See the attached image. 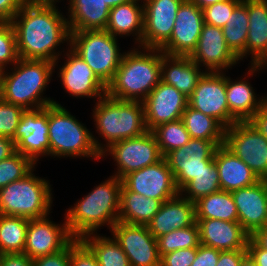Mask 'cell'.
Masks as SVG:
<instances>
[{
  "instance_id": "obj_45",
  "label": "cell",
  "mask_w": 267,
  "mask_h": 266,
  "mask_svg": "<svg viewBox=\"0 0 267 266\" xmlns=\"http://www.w3.org/2000/svg\"><path fill=\"white\" fill-rule=\"evenodd\" d=\"M197 254V247L178 249L164 254L160 258V266H191Z\"/></svg>"
},
{
  "instance_id": "obj_32",
  "label": "cell",
  "mask_w": 267,
  "mask_h": 266,
  "mask_svg": "<svg viewBox=\"0 0 267 266\" xmlns=\"http://www.w3.org/2000/svg\"><path fill=\"white\" fill-rule=\"evenodd\" d=\"M196 219L238 222V211L231 192L220 190L195 202Z\"/></svg>"
},
{
  "instance_id": "obj_24",
  "label": "cell",
  "mask_w": 267,
  "mask_h": 266,
  "mask_svg": "<svg viewBox=\"0 0 267 266\" xmlns=\"http://www.w3.org/2000/svg\"><path fill=\"white\" fill-rule=\"evenodd\" d=\"M201 244L218 249H247L250 235L239 222H228L220 219H196Z\"/></svg>"
},
{
  "instance_id": "obj_41",
  "label": "cell",
  "mask_w": 267,
  "mask_h": 266,
  "mask_svg": "<svg viewBox=\"0 0 267 266\" xmlns=\"http://www.w3.org/2000/svg\"><path fill=\"white\" fill-rule=\"evenodd\" d=\"M19 60L16 34L11 22L0 21V71Z\"/></svg>"
},
{
  "instance_id": "obj_53",
  "label": "cell",
  "mask_w": 267,
  "mask_h": 266,
  "mask_svg": "<svg viewBox=\"0 0 267 266\" xmlns=\"http://www.w3.org/2000/svg\"><path fill=\"white\" fill-rule=\"evenodd\" d=\"M16 152L15 144L9 137L0 136V161L9 158Z\"/></svg>"
},
{
  "instance_id": "obj_1",
  "label": "cell",
  "mask_w": 267,
  "mask_h": 266,
  "mask_svg": "<svg viewBox=\"0 0 267 266\" xmlns=\"http://www.w3.org/2000/svg\"><path fill=\"white\" fill-rule=\"evenodd\" d=\"M60 11L57 6L29 2L22 6L11 20L19 58L48 60L58 66L62 53L56 52L57 47L66 42L70 45L71 37L68 20Z\"/></svg>"
},
{
  "instance_id": "obj_14",
  "label": "cell",
  "mask_w": 267,
  "mask_h": 266,
  "mask_svg": "<svg viewBox=\"0 0 267 266\" xmlns=\"http://www.w3.org/2000/svg\"><path fill=\"white\" fill-rule=\"evenodd\" d=\"M111 235L127 255L130 266H160L157 239L147 225H133L118 221Z\"/></svg>"
},
{
  "instance_id": "obj_18",
  "label": "cell",
  "mask_w": 267,
  "mask_h": 266,
  "mask_svg": "<svg viewBox=\"0 0 267 266\" xmlns=\"http://www.w3.org/2000/svg\"><path fill=\"white\" fill-rule=\"evenodd\" d=\"M189 57L205 72H224L240 63L227 46L222 28L204 23L196 48Z\"/></svg>"
},
{
  "instance_id": "obj_50",
  "label": "cell",
  "mask_w": 267,
  "mask_h": 266,
  "mask_svg": "<svg viewBox=\"0 0 267 266\" xmlns=\"http://www.w3.org/2000/svg\"><path fill=\"white\" fill-rule=\"evenodd\" d=\"M0 266H33V259L24 253L2 254Z\"/></svg>"
},
{
  "instance_id": "obj_6",
  "label": "cell",
  "mask_w": 267,
  "mask_h": 266,
  "mask_svg": "<svg viewBox=\"0 0 267 266\" xmlns=\"http://www.w3.org/2000/svg\"><path fill=\"white\" fill-rule=\"evenodd\" d=\"M50 156L101 159L100 144L89 129L59 102L48 105Z\"/></svg>"
},
{
  "instance_id": "obj_44",
  "label": "cell",
  "mask_w": 267,
  "mask_h": 266,
  "mask_svg": "<svg viewBox=\"0 0 267 266\" xmlns=\"http://www.w3.org/2000/svg\"><path fill=\"white\" fill-rule=\"evenodd\" d=\"M70 266H99L94 252L81 238L70 243Z\"/></svg>"
},
{
  "instance_id": "obj_7",
  "label": "cell",
  "mask_w": 267,
  "mask_h": 266,
  "mask_svg": "<svg viewBox=\"0 0 267 266\" xmlns=\"http://www.w3.org/2000/svg\"><path fill=\"white\" fill-rule=\"evenodd\" d=\"M34 169L24 178L0 189V214L39 219L49 216L52 189L49 180L34 175Z\"/></svg>"
},
{
  "instance_id": "obj_11",
  "label": "cell",
  "mask_w": 267,
  "mask_h": 266,
  "mask_svg": "<svg viewBox=\"0 0 267 266\" xmlns=\"http://www.w3.org/2000/svg\"><path fill=\"white\" fill-rule=\"evenodd\" d=\"M223 144L224 141L191 138L186 145L164 156L179 191L205 169V166L214 158L216 149Z\"/></svg>"
},
{
  "instance_id": "obj_34",
  "label": "cell",
  "mask_w": 267,
  "mask_h": 266,
  "mask_svg": "<svg viewBox=\"0 0 267 266\" xmlns=\"http://www.w3.org/2000/svg\"><path fill=\"white\" fill-rule=\"evenodd\" d=\"M181 119L191 138L224 141L225 127L215 118L187 106Z\"/></svg>"
},
{
  "instance_id": "obj_9",
  "label": "cell",
  "mask_w": 267,
  "mask_h": 266,
  "mask_svg": "<svg viewBox=\"0 0 267 266\" xmlns=\"http://www.w3.org/2000/svg\"><path fill=\"white\" fill-rule=\"evenodd\" d=\"M223 145L259 179L267 180V138L250 121H239L225 128Z\"/></svg>"
},
{
  "instance_id": "obj_47",
  "label": "cell",
  "mask_w": 267,
  "mask_h": 266,
  "mask_svg": "<svg viewBox=\"0 0 267 266\" xmlns=\"http://www.w3.org/2000/svg\"><path fill=\"white\" fill-rule=\"evenodd\" d=\"M220 250L199 244L197 254L191 266H216Z\"/></svg>"
},
{
  "instance_id": "obj_25",
  "label": "cell",
  "mask_w": 267,
  "mask_h": 266,
  "mask_svg": "<svg viewBox=\"0 0 267 266\" xmlns=\"http://www.w3.org/2000/svg\"><path fill=\"white\" fill-rule=\"evenodd\" d=\"M195 223V203L179 193L162 203L159 211L147 224V228L157 239L172 230L186 228Z\"/></svg>"
},
{
  "instance_id": "obj_31",
  "label": "cell",
  "mask_w": 267,
  "mask_h": 266,
  "mask_svg": "<svg viewBox=\"0 0 267 266\" xmlns=\"http://www.w3.org/2000/svg\"><path fill=\"white\" fill-rule=\"evenodd\" d=\"M161 205L160 200L129 191L122 184L118 221L133 225H147L159 211Z\"/></svg>"
},
{
  "instance_id": "obj_42",
  "label": "cell",
  "mask_w": 267,
  "mask_h": 266,
  "mask_svg": "<svg viewBox=\"0 0 267 266\" xmlns=\"http://www.w3.org/2000/svg\"><path fill=\"white\" fill-rule=\"evenodd\" d=\"M25 109L0 99V136L13 138Z\"/></svg>"
},
{
  "instance_id": "obj_30",
  "label": "cell",
  "mask_w": 267,
  "mask_h": 266,
  "mask_svg": "<svg viewBox=\"0 0 267 266\" xmlns=\"http://www.w3.org/2000/svg\"><path fill=\"white\" fill-rule=\"evenodd\" d=\"M68 24L70 32L105 30L110 7L103 0L68 1Z\"/></svg>"
},
{
  "instance_id": "obj_21",
  "label": "cell",
  "mask_w": 267,
  "mask_h": 266,
  "mask_svg": "<svg viewBox=\"0 0 267 266\" xmlns=\"http://www.w3.org/2000/svg\"><path fill=\"white\" fill-rule=\"evenodd\" d=\"M148 131L160 124L181 119L188 106V97L160 81L142 102Z\"/></svg>"
},
{
  "instance_id": "obj_10",
  "label": "cell",
  "mask_w": 267,
  "mask_h": 266,
  "mask_svg": "<svg viewBox=\"0 0 267 266\" xmlns=\"http://www.w3.org/2000/svg\"><path fill=\"white\" fill-rule=\"evenodd\" d=\"M107 155H111L116 162L117 171L114 176L120 180L129 173L155 164L163 158L152 131L113 143L101 153V158Z\"/></svg>"
},
{
  "instance_id": "obj_17",
  "label": "cell",
  "mask_w": 267,
  "mask_h": 266,
  "mask_svg": "<svg viewBox=\"0 0 267 266\" xmlns=\"http://www.w3.org/2000/svg\"><path fill=\"white\" fill-rule=\"evenodd\" d=\"M203 25L202 9L184 0L176 14L172 35L160 50L167 55L189 56L196 48Z\"/></svg>"
},
{
  "instance_id": "obj_16",
  "label": "cell",
  "mask_w": 267,
  "mask_h": 266,
  "mask_svg": "<svg viewBox=\"0 0 267 266\" xmlns=\"http://www.w3.org/2000/svg\"><path fill=\"white\" fill-rule=\"evenodd\" d=\"M49 219H29L23 253L31 259L62 251L75 239L66 221L61 225Z\"/></svg>"
},
{
  "instance_id": "obj_3",
  "label": "cell",
  "mask_w": 267,
  "mask_h": 266,
  "mask_svg": "<svg viewBox=\"0 0 267 266\" xmlns=\"http://www.w3.org/2000/svg\"><path fill=\"white\" fill-rule=\"evenodd\" d=\"M10 69L12 72L7 69L0 71L1 100L25 110L46 107L56 102L43 96L53 72L55 73V63L19 58Z\"/></svg>"
},
{
  "instance_id": "obj_48",
  "label": "cell",
  "mask_w": 267,
  "mask_h": 266,
  "mask_svg": "<svg viewBox=\"0 0 267 266\" xmlns=\"http://www.w3.org/2000/svg\"><path fill=\"white\" fill-rule=\"evenodd\" d=\"M247 254V249L220 251L216 266H240Z\"/></svg>"
},
{
  "instance_id": "obj_49",
  "label": "cell",
  "mask_w": 267,
  "mask_h": 266,
  "mask_svg": "<svg viewBox=\"0 0 267 266\" xmlns=\"http://www.w3.org/2000/svg\"><path fill=\"white\" fill-rule=\"evenodd\" d=\"M27 0H0V21L11 22Z\"/></svg>"
},
{
  "instance_id": "obj_8",
  "label": "cell",
  "mask_w": 267,
  "mask_h": 266,
  "mask_svg": "<svg viewBox=\"0 0 267 266\" xmlns=\"http://www.w3.org/2000/svg\"><path fill=\"white\" fill-rule=\"evenodd\" d=\"M118 44V39L106 30H84L71 32L69 46L107 86L124 55Z\"/></svg>"
},
{
  "instance_id": "obj_58",
  "label": "cell",
  "mask_w": 267,
  "mask_h": 266,
  "mask_svg": "<svg viewBox=\"0 0 267 266\" xmlns=\"http://www.w3.org/2000/svg\"><path fill=\"white\" fill-rule=\"evenodd\" d=\"M240 266H257L255 261L251 258L249 254H247L240 264Z\"/></svg>"
},
{
  "instance_id": "obj_4",
  "label": "cell",
  "mask_w": 267,
  "mask_h": 266,
  "mask_svg": "<svg viewBox=\"0 0 267 266\" xmlns=\"http://www.w3.org/2000/svg\"><path fill=\"white\" fill-rule=\"evenodd\" d=\"M121 186L122 180L111 175L66 211L64 218L74 238L97 233L106 224L111 230L119 219Z\"/></svg>"
},
{
  "instance_id": "obj_13",
  "label": "cell",
  "mask_w": 267,
  "mask_h": 266,
  "mask_svg": "<svg viewBox=\"0 0 267 266\" xmlns=\"http://www.w3.org/2000/svg\"><path fill=\"white\" fill-rule=\"evenodd\" d=\"M188 106L215 118L225 128L236 123L229 115L225 72H206L188 97Z\"/></svg>"
},
{
  "instance_id": "obj_46",
  "label": "cell",
  "mask_w": 267,
  "mask_h": 266,
  "mask_svg": "<svg viewBox=\"0 0 267 266\" xmlns=\"http://www.w3.org/2000/svg\"><path fill=\"white\" fill-rule=\"evenodd\" d=\"M33 266H70V244L62 251L33 259Z\"/></svg>"
},
{
  "instance_id": "obj_15",
  "label": "cell",
  "mask_w": 267,
  "mask_h": 266,
  "mask_svg": "<svg viewBox=\"0 0 267 266\" xmlns=\"http://www.w3.org/2000/svg\"><path fill=\"white\" fill-rule=\"evenodd\" d=\"M122 184L129 190L162 203L179 194L175 178L164 157L157 163L126 175Z\"/></svg>"
},
{
  "instance_id": "obj_56",
  "label": "cell",
  "mask_w": 267,
  "mask_h": 266,
  "mask_svg": "<svg viewBox=\"0 0 267 266\" xmlns=\"http://www.w3.org/2000/svg\"><path fill=\"white\" fill-rule=\"evenodd\" d=\"M193 2L198 8L204 9L207 6L213 5L218 2H222L225 0H190Z\"/></svg>"
},
{
  "instance_id": "obj_37",
  "label": "cell",
  "mask_w": 267,
  "mask_h": 266,
  "mask_svg": "<svg viewBox=\"0 0 267 266\" xmlns=\"http://www.w3.org/2000/svg\"><path fill=\"white\" fill-rule=\"evenodd\" d=\"M220 190L219 173L213 158L179 193L195 203L200 198Z\"/></svg>"
},
{
  "instance_id": "obj_39",
  "label": "cell",
  "mask_w": 267,
  "mask_h": 266,
  "mask_svg": "<svg viewBox=\"0 0 267 266\" xmlns=\"http://www.w3.org/2000/svg\"><path fill=\"white\" fill-rule=\"evenodd\" d=\"M160 257L178 249L198 247L199 228L197 223L182 229L172 230L157 238Z\"/></svg>"
},
{
  "instance_id": "obj_27",
  "label": "cell",
  "mask_w": 267,
  "mask_h": 266,
  "mask_svg": "<svg viewBox=\"0 0 267 266\" xmlns=\"http://www.w3.org/2000/svg\"><path fill=\"white\" fill-rule=\"evenodd\" d=\"M214 162L219 173L220 188L223 191L232 192L251 186L260 180L241 159L224 145L216 149Z\"/></svg>"
},
{
  "instance_id": "obj_19",
  "label": "cell",
  "mask_w": 267,
  "mask_h": 266,
  "mask_svg": "<svg viewBox=\"0 0 267 266\" xmlns=\"http://www.w3.org/2000/svg\"><path fill=\"white\" fill-rule=\"evenodd\" d=\"M184 0H142V47L160 49L171 37L176 14Z\"/></svg>"
},
{
  "instance_id": "obj_28",
  "label": "cell",
  "mask_w": 267,
  "mask_h": 266,
  "mask_svg": "<svg viewBox=\"0 0 267 266\" xmlns=\"http://www.w3.org/2000/svg\"><path fill=\"white\" fill-rule=\"evenodd\" d=\"M226 96L229 115L236 122L250 121L267 101V95L257 97L254 88L245 77L232 81L226 76Z\"/></svg>"
},
{
  "instance_id": "obj_38",
  "label": "cell",
  "mask_w": 267,
  "mask_h": 266,
  "mask_svg": "<svg viewBox=\"0 0 267 266\" xmlns=\"http://www.w3.org/2000/svg\"><path fill=\"white\" fill-rule=\"evenodd\" d=\"M152 132L163 157L168 152L186 145L191 139L182 119L160 124Z\"/></svg>"
},
{
  "instance_id": "obj_33",
  "label": "cell",
  "mask_w": 267,
  "mask_h": 266,
  "mask_svg": "<svg viewBox=\"0 0 267 266\" xmlns=\"http://www.w3.org/2000/svg\"><path fill=\"white\" fill-rule=\"evenodd\" d=\"M249 17L247 0H242L230 14L225 26L222 28L227 46L239 58L246 56V40L248 36Z\"/></svg>"
},
{
  "instance_id": "obj_22",
  "label": "cell",
  "mask_w": 267,
  "mask_h": 266,
  "mask_svg": "<svg viewBox=\"0 0 267 266\" xmlns=\"http://www.w3.org/2000/svg\"><path fill=\"white\" fill-rule=\"evenodd\" d=\"M238 211V222L252 236L267 224V180L231 192Z\"/></svg>"
},
{
  "instance_id": "obj_29",
  "label": "cell",
  "mask_w": 267,
  "mask_h": 266,
  "mask_svg": "<svg viewBox=\"0 0 267 266\" xmlns=\"http://www.w3.org/2000/svg\"><path fill=\"white\" fill-rule=\"evenodd\" d=\"M141 1V4H139ZM105 30L117 36H135V44L142 47L144 30V7L142 0L120 4L110 9Z\"/></svg>"
},
{
  "instance_id": "obj_52",
  "label": "cell",
  "mask_w": 267,
  "mask_h": 266,
  "mask_svg": "<svg viewBox=\"0 0 267 266\" xmlns=\"http://www.w3.org/2000/svg\"><path fill=\"white\" fill-rule=\"evenodd\" d=\"M250 122L267 138V101L262 105Z\"/></svg>"
},
{
  "instance_id": "obj_55",
  "label": "cell",
  "mask_w": 267,
  "mask_h": 266,
  "mask_svg": "<svg viewBox=\"0 0 267 266\" xmlns=\"http://www.w3.org/2000/svg\"><path fill=\"white\" fill-rule=\"evenodd\" d=\"M27 2L36 6H56V3H59L60 0H27Z\"/></svg>"
},
{
  "instance_id": "obj_2",
  "label": "cell",
  "mask_w": 267,
  "mask_h": 266,
  "mask_svg": "<svg viewBox=\"0 0 267 266\" xmlns=\"http://www.w3.org/2000/svg\"><path fill=\"white\" fill-rule=\"evenodd\" d=\"M131 49L124 52L113 79L106 86V95L122 101L143 102L161 81V50L141 46Z\"/></svg>"
},
{
  "instance_id": "obj_20",
  "label": "cell",
  "mask_w": 267,
  "mask_h": 266,
  "mask_svg": "<svg viewBox=\"0 0 267 266\" xmlns=\"http://www.w3.org/2000/svg\"><path fill=\"white\" fill-rule=\"evenodd\" d=\"M64 54L66 60L59 66L58 77L70 96L80 98H96L106 95V85L97 77L89 65L76 55L70 46Z\"/></svg>"
},
{
  "instance_id": "obj_40",
  "label": "cell",
  "mask_w": 267,
  "mask_h": 266,
  "mask_svg": "<svg viewBox=\"0 0 267 266\" xmlns=\"http://www.w3.org/2000/svg\"><path fill=\"white\" fill-rule=\"evenodd\" d=\"M36 164L21 153L15 152L9 158L0 161V189L11 182L24 178Z\"/></svg>"
},
{
  "instance_id": "obj_23",
  "label": "cell",
  "mask_w": 267,
  "mask_h": 266,
  "mask_svg": "<svg viewBox=\"0 0 267 266\" xmlns=\"http://www.w3.org/2000/svg\"><path fill=\"white\" fill-rule=\"evenodd\" d=\"M249 17L246 58L251 55L247 77L267 68V0H247Z\"/></svg>"
},
{
  "instance_id": "obj_26",
  "label": "cell",
  "mask_w": 267,
  "mask_h": 266,
  "mask_svg": "<svg viewBox=\"0 0 267 266\" xmlns=\"http://www.w3.org/2000/svg\"><path fill=\"white\" fill-rule=\"evenodd\" d=\"M189 56L167 55L161 51V81L189 97L206 73Z\"/></svg>"
},
{
  "instance_id": "obj_43",
  "label": "cell",
  "mask_w": 267,
  "mask_h": 266,
  "mask_svg": "<svg viewBox=\"0 0 267 266\" xmlns=\"http://www.w3.org/2000/svg\"><path fill=\"white\" fill-rule=\"evenodd\" d=\"M241 1L242 0H225L205 7L202 9L204 23L223 28L230 14Z\"/></svg>"
},
{
  "instance_id": "obj_57",
  "label": "cell",
  "mask_w": 267,
  "mask_h": 266,
  "mask_svg": "<svg viewBox=\"0 0 267 266\" xmlns=\"http://www.w3.org/2000/svg\"><path fill=\"white\" fill-rule=\"evenodd\" d=\"M109 7L110 9L113 7H116L120 4L128 3V2H133L137 0H103Z\"/></svg>"
},
{
  "instance_id": "obj_35",
  "label": "cell",
  "mask_w": 267,
  "mask_h": 266,
  "mask_svg": "<svg viewBox=\"0 0 267 266\" xmlns=\"http://www.w3.org/2000/svg\"><path fill=\"white\" fill-rule=\"evenodd\" d=\"M29 219L0 214V252L23 253Z\"/></svg>"
},
{
  "instance_id": "obj_54",
  "label": "cell",
  "mask_w": 267,
  "mask_h": 266,
  "mask_svg": "<svg viewBox=\"0 0 267 266\" xmlns=\"http://www.w3.org/2000/svg\"><path fill=\"white\" fill-rule=\"evenodd\" d=\"M251 238L263 249L267 250V228L257 230Z\"/></svg>"
},
{
  "instance_id": "obj_51",
  "label": "cell",
  "mask_w": 267,
  "mask_h": 266,
  "mask_svg": "<svg viewBox=\"0 0 267 266\" xmlns=\"http://www.w3.org/2000/svg\"><path fill=\"white\" fill-rule=\"evenodd\" d=\"M247 253L257 266H267V250L261 248L251 237L248 241Z\"/></svg>"
},
{
  "instance_id": "obj_36",
  "label": "cell",
  "mask_w": 267,
  "mask_h": 266,
  "mask_svg": "<svg viewBox=\"0 0 267 266\" xmlns=\"http://www.w3.org/2000/svg\"><path fill=\"white\" fill-rule=\"evenodd\" d=\"M99 235L91 233L81 238L94 252L99 266H130L127 255L115 239Z\"/></svg>"
},
{
  "instance_id": "obj_12",
  "label": "cell",
  "mask_w": 267,
  "mask_h": 266,
  "mask_svg": "<svg viewBox=\"0 0 267 266\" xmlns=\"http://www.w3.org/2000/svg\"><path fill=\"white\" fill-rule=\"evenodd\" d=\"M48 105L23 112L12 138L16 152L37 164L39 157L50 156Z\"/></svg>"
},
{
  "instance_id": "obj_5",
  "label": "cell",
  "mask_w": 267,
  "mask_h": 266,
  "mask_svg": "<svg viewBox=\"0 0 267 266\" xmlns=\"http://www.w3.org/2000/svg\"><path fill=\"white\" fill-rule=\"evenodd\" d=\"M95 103L92 110L94 125L98 135L105 140V144H100V154L115 142L148 131L142 102L122 101L105 95Z\"/></svg>"
}]
</instances>
